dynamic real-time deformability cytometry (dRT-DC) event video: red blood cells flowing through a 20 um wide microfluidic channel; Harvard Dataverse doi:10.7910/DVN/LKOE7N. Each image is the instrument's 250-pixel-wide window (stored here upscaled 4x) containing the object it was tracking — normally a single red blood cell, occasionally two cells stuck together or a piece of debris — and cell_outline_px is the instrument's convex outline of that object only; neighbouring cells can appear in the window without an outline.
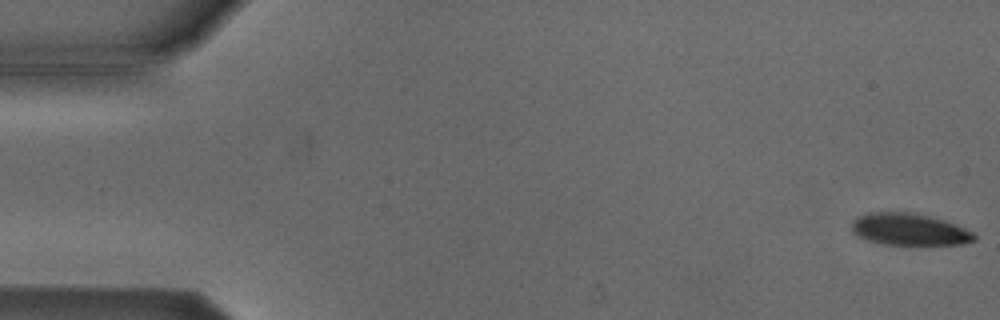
{"species": "Egyptian fruit bat (a non-hibernating species)", "species_latin": "Rousettus aegyptiacus", "temperature_condition": "cold", "stored_images_in_passage": 53, "camera_frame_rate_fps": 3000, "um_per_image_px": 0.085, "animal": {"sex": "male"}, "frame": {"image": 1, "passage_image": 1, "time_ms": 0.0, "image_size_px": [1000, 320], "cell_outline_px": [[976, 240], [960, 244], [884, 244], [868, 240], [852, 232], [852, 220], [856, 216], [868, 212], [912, 212], [944, 220], [964, 228], [972, 232], [976, 236]], "centroid_in_image_um": [77.25, 19.48], "position_along_channel_um": 7.7, "area_um2": 22.6}}
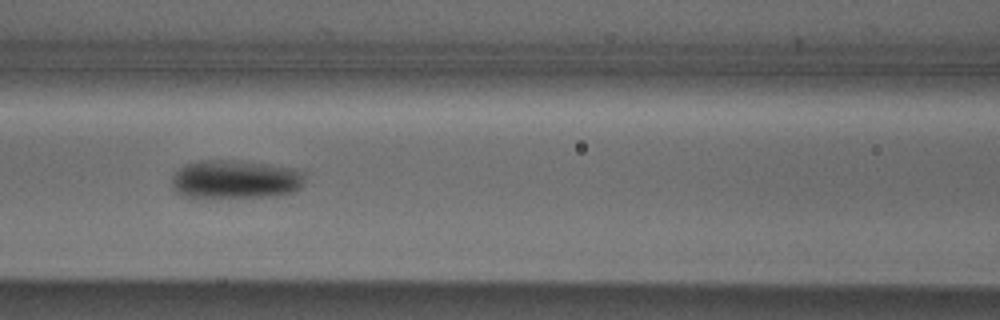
{"frame": {"image": 2, "passage_image": 23, "time_ms": 7.333, "image_size_px": [1000, 320], "cell_outline_px": [[304, 184], [296, 192], [272, 196], [184, 196], [176, 192], [172, 184], [172, 176], [184, 164], [200, 160], [232, 160], [264, 164], [288, 168], [304, 172]], "centroid_in_image_um": [20.01, 15.23], "position_along_channel_um": 146.6, "area_um2": 29.42}}
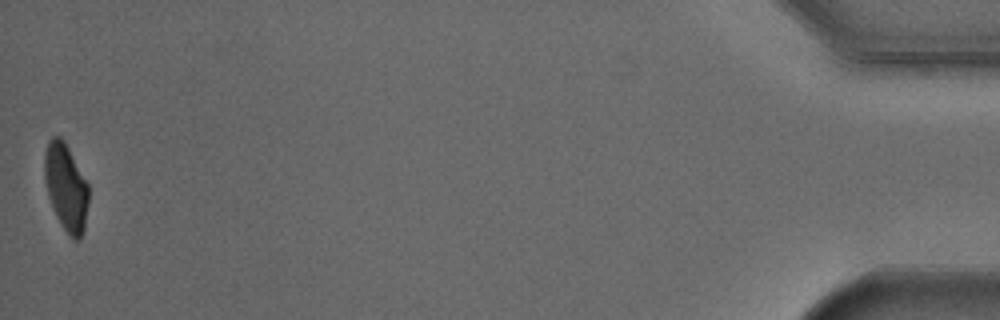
{"frame": {"image": 3, "passage_image": 53, "time_ms": 17.333, "image_size_px": [1000, 320], "cell_outline_px": [[88, 204], [84, 228], [80, 240], [72, 240], [60, 224], [52, 208], [48, 196], [44, 176], [44, 152], [48, 140], [52, 136], [60, 136], [64, 140], [88, 184]], "centroid_in_image_um": [5.59, 15.92], "position_along_channel_um": 429.6, "area_um2": 22.54}, "authors_computed_cell_mechanics": {"area_um2": 26.1256, "velocity_mm_per_s": 3.8377, "shape_relaxation_time_tau1_ms": 3.0259, "shape_relaxation_time_tau2_ms": null, "deformation_change_tau1": 0.1036, "deformation_change_tau2": null}}